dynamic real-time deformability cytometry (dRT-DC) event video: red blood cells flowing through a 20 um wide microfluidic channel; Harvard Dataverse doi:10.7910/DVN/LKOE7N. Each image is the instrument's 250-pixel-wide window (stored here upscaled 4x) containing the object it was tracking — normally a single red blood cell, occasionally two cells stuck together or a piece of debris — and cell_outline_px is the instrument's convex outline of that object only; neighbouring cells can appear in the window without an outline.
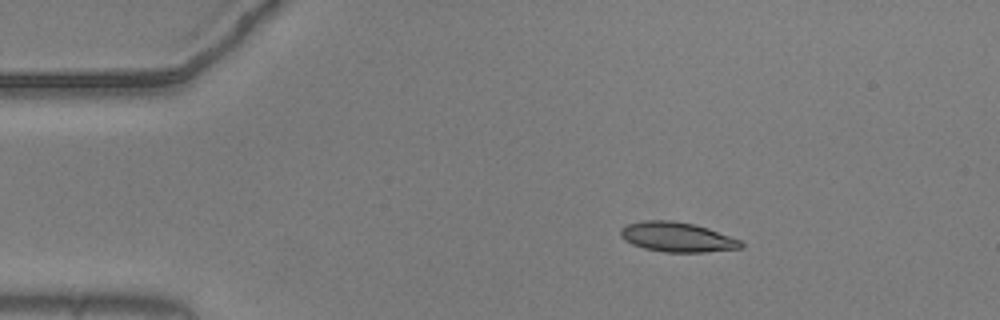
{"species": "common noctule bat (a hibernating species)", "species_latin": "Nyctalus noctula", "temperature_condition": "warm", "stored_images_in_passage": 48, "camera_frame_rate_fps": 3000, "um_per_image_px": 0.085, "animal": {"sex": "male", "body_mass_g": 20.5, "forearm_length_mm": 52.5}, "frame": {"image": 1, "passage_image": 1, "time_ms": 0.0, "image_size_px": [1000, 320], "cell_outline_px": [[744, 248], [704, 252], [664, 252], [644, 248], [632, 244], [624, 240], [620, 236], [620, 228], [628, 224], [644, 220], [672, 220], [692, 224], [708, 228], [740, 240], [744, 244]], "centroid_in_image_um": [57.55, 20.15], "position_along_channel_um": 27.5, "area_um2": 20.87}}
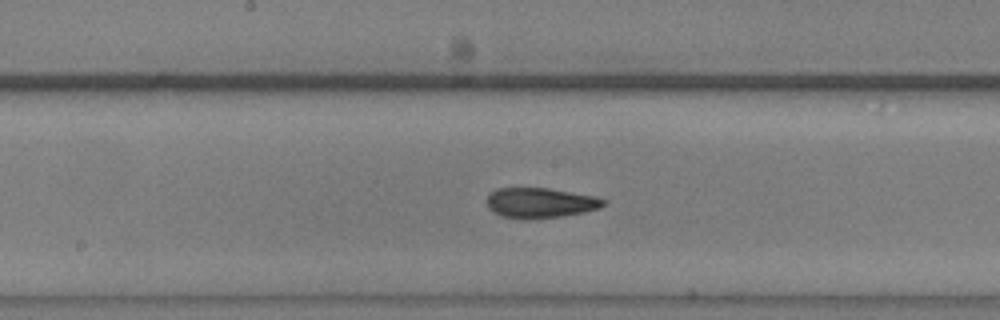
{"frame": {"image": 2, "passage_image": 20, "time_ms": 6.333, "image_size_px": [1000, 320], "cell_outline_px": [[608, 200], [600, 208], [584, 212], [560, 216], [524, 220], [504, 216], [492, 212], [488, 208], [488, 196], [496, 188], [548, 188], [596, 196]], "centroid_in_image_um": [45.94, 17.24], "position_along_channel_um": 202.3, "area_um2": 20.52}}
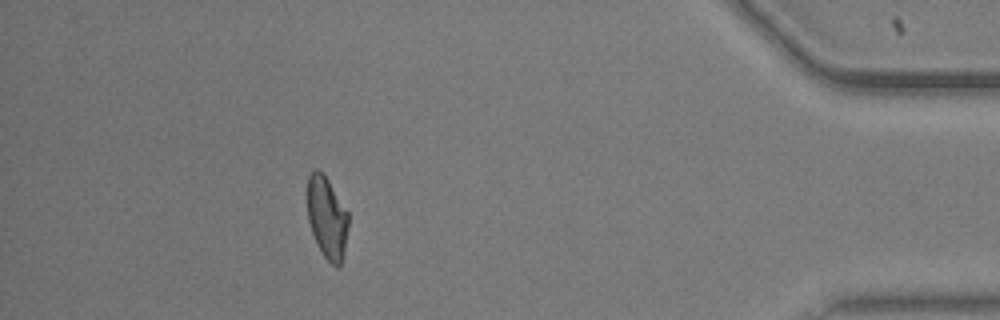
{"frame": {"image": 3, "passage_image": 41, "time_ms": 13.333, "image_size_px": [1000, 320], "cell_outline_px": [[348, 228], [344, 252], [340, 264], [336, 268], [324, 256], [312, 232], [308, 220], [308, 176], [316, 168], [320, 168], [324, 172], [348, 212]], "centroid_in_image_um": [27.8, 18.44], "position_along_channel_um": 407.4, "area_um2": 19.48}, "authors_computed_cell_mechanics": {"area_um2": 20.3745, "velocity_mm_per_s": 3.6821, "shape_relaxation_time_tau1_ms": 10.9616, "shape_relaxation_time_tau2_ms": 2.8583, "deformation_change_tau1": 0.2597, "deformation_change_tau2": 0.0887}}